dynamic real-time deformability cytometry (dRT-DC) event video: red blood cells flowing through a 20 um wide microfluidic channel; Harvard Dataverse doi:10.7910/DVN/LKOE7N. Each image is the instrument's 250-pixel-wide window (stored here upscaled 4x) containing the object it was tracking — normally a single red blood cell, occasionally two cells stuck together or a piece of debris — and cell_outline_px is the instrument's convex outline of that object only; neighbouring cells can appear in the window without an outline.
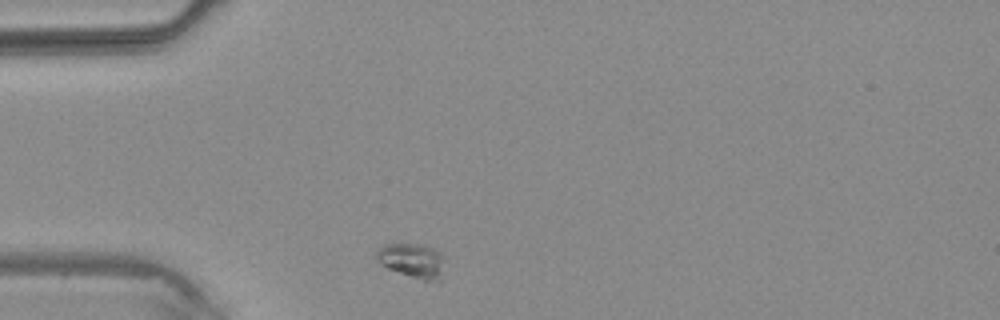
{"species": "common noctule bat (a hibernating species)", "species_latin": "Nyctalus noctula", "temperature_condition": "warm", "stored_images_in_passage": 1, "camera_frame_rate_fps": 3000, "um_per_image_px": 0.085, "animal": {"sex": "male", "body_mass_g": 20.4}, "frame": {"image": 1, "passage_image": 1, "time_ms": 0.0, "image_size_px": [1000, 320], "cell_outline_px": [[440, 280], [424, 280], [388, 268], [380, 264], [376, 256], [376, 248], [384, 244], [424, 244], [436, 248], [440, 252]], "centroid_in_image_um": [34.96, 22.09], "position_along_channel_um": 50.0, "area_um2": 13.24}}